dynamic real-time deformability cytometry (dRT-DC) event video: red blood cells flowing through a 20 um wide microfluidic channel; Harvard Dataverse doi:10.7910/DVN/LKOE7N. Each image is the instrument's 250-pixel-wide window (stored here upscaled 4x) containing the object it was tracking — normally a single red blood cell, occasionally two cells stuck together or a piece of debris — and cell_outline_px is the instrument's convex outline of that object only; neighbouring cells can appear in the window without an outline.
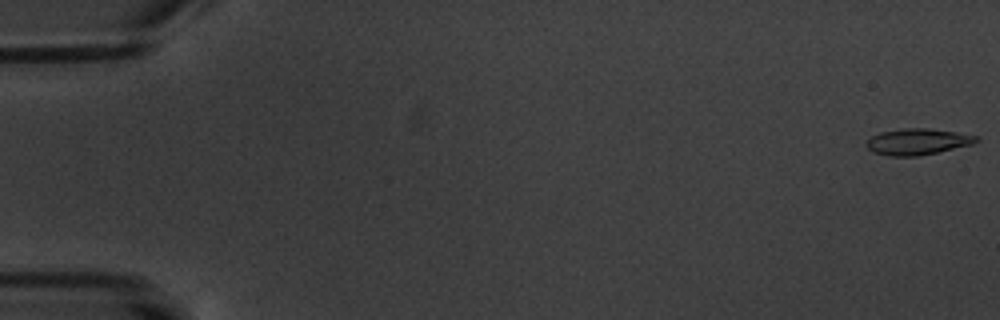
{"species": "common noctule bat (a hibernating species)", "species_latin": "Nyctalus noctula", "temperature_condition": "warm", "stored_images_in_passage": 6, "camera_frame_rate_fps": 3000, "um_per_image_px": 0.085, "animal": {"sex": "male", "body_mass_g": 20.1, "forearm_length_mm": 53.5}, "frame": {"image": 1, "passage_image": 1, "time_ms": 0.0, "image_size_px": [1000, 320], "cell_outline_px": [[980, 140], [972, 144], [920, 156], [888, 156], [872, 152], [864, 144], [872, 136], [880, 132], [904, 128], [928, 128], [956, 132], [980, 136]], "centroid_in_image_um": [77.99, 12.04], "position_along_channel_um": 7.0, "area_um2": 16.88}}
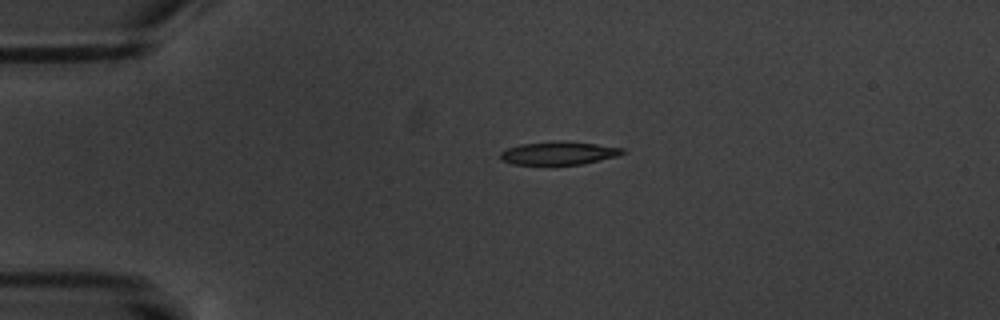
{"frame": {"image": 2, "passage_image": 4, "time_ms": 4.333, "image_size_px": [1000, 320], "cell_outline_px": [[628, 152], [616, 156], [580, 164], [552, 168], [512, 164], [500, 160], [500, 152], [508, 148], [520, 144], [560, 140], [596, 144], [624, 148]], "centroid_in_image_um": [47.43, 13.06], "position_along_channel_um": 37.6, "area_um2": 17.4}}
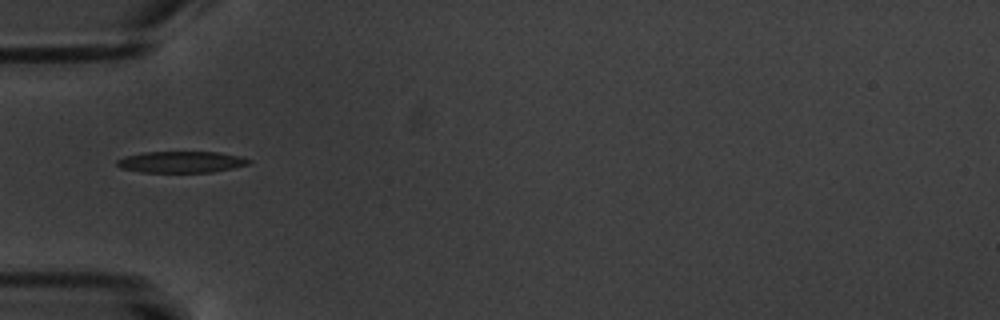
{"frame": {"image": 3, "passage_image": 5, "time_ms": 6.333, "image_size_px": [1000, 320], "cell_outline_px": [[252, 160], [248, 164], [232, 168], [212, 172], [140, 172], [120, 168], [116, 164], [116, 160], [124, 156], [144, 152], [220, 152], [240, 156]], "centroid_in_image_um": [15.37, 13.76], "position_along_channel_um": 69.6, "area_um2": 16.47}}